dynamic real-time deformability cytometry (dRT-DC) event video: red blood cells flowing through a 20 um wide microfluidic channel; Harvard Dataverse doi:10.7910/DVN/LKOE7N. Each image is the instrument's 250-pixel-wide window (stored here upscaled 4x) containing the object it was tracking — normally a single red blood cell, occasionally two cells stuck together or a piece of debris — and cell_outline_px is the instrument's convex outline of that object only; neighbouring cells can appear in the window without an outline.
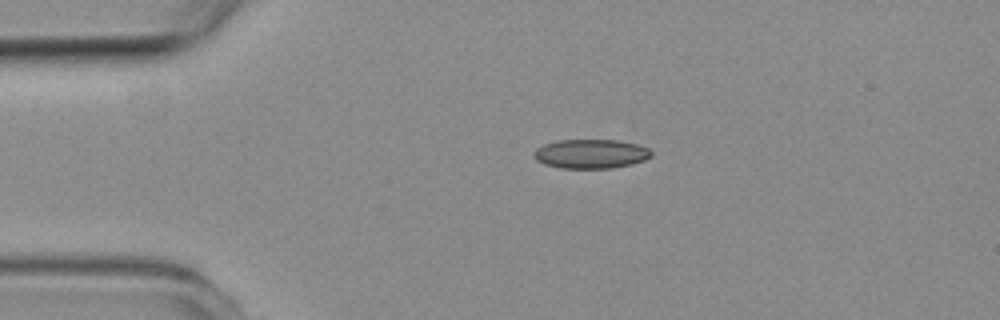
{"species": "common noctule bat (a hibernating species)", "species_latin": "Nyctalus noctula", "temperature_condition": "room temperature", "stored_images_in_passage": 5, "camera_frame_rate_fps": 3000, "um_per_image_px": 0.085, "animal": {"sex": "female", "body_mass_g": 19.3, "forearm_length_mm": 54.1}, "frame": {"image": 1, "passage_image": 5, "time_ms": 4.667, "image_size_px": [1000, 320], "cell_outline_px": [[652, 156], [644, 160], [632, 164], [612, 168], [560, 168], [544, 164], [536, 160], [532, 156], [532, 152], [536, 148], [544, 144], [556, 140], [616, 140], [636, 144], [648, 148], [652, 152]], "centroid_in_image_um": [50.18, 13.08], "position_along_channel_um": 34.8, "area_um2": 20.11}}